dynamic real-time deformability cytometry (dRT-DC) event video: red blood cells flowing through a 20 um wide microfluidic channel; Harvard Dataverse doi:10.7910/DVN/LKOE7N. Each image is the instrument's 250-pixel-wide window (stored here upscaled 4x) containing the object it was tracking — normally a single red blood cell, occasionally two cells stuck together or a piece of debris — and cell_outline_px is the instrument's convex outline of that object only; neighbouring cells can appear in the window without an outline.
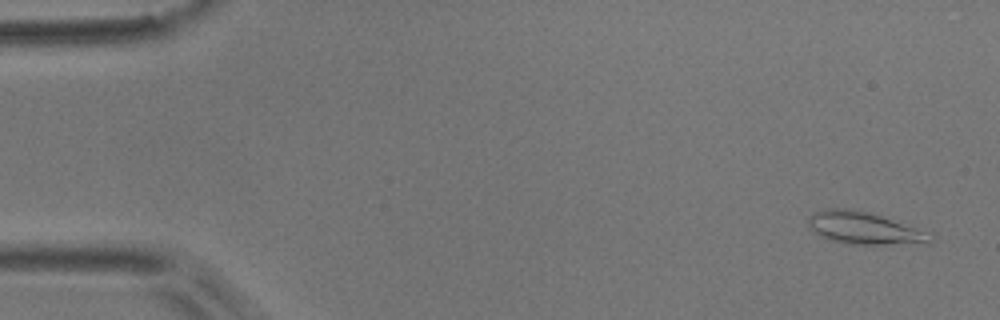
{"species": "common noctule bat (a hibernating species)", "species_latin": "Nyctalus noctula", "temperature_condition": "room temperature", "stored_images_in_passage": 3, "camera_frame_rate_fps": 3000, "um_per_image_px": 0.085, "animal": {"sex": "male", "body_mass_g": 17.9}, "frame": {"image": 1, "passage_image": 1, "time_ms": 0.0, "image_size_px": [1000, 320], "cell_outline_px": [[936, 232], [932, 240], [928, 244], [844, 244], [820, 236], [808, 224], [808, 216], [812, 212], [824, 208], [848, 208], [880, 216]], "centroid_in_image_um": [73.55, 19.4], "position_along_channel_um": 11.4, "area_um2": 23.35}}